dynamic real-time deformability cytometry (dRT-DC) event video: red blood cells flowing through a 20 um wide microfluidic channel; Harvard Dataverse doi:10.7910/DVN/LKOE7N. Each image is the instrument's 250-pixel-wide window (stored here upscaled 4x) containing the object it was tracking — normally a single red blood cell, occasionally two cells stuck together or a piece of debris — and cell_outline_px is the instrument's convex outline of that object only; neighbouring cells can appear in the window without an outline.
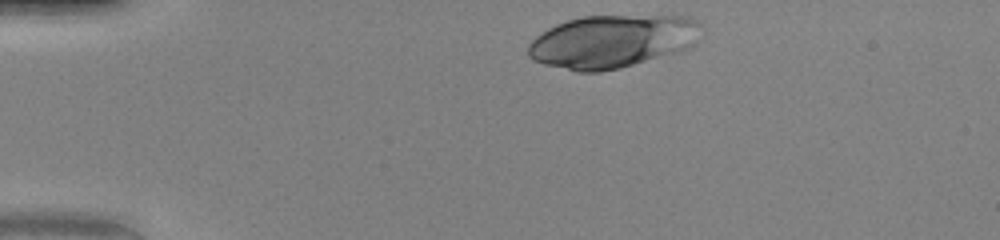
{"species": "human", "species_latin": "Homo sapiens", "temperature_condition": "warm", "stored_images_in_passage": 33, "camera_frame_rate_fps": 3000, "um_per_image_px": 0.085, "donor": {"sex": "female"}, "frame": {"image": 1, "passage_image": 1, "time_ms": 0.0, "image_size_px": [1000, 240], "cell_outline_px": [[704, 36], [696, 44], [680, 52], [620, 68], [600, 72], [576, 72], [544, 64], [528, 56], [528, 44], [536, 36], [548, 28], [556, 24], [568, 20], [584, 16], [692, 16], [700, 20], [704, 28]], "centroid_in_image_um": [52.15, 3.51], "position_along_channel_um": 32.8, "area_um2": 54.33}}
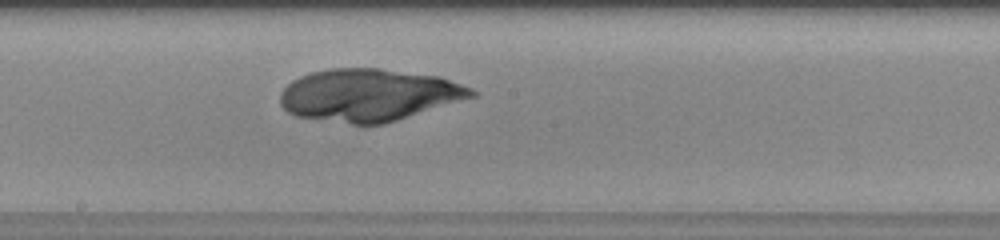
{"frame": {"image": 2, "passage_image": 19, "time_ms": 6.0, "image_size_px": [1000, 240], "cell_outline_px": [[476, 96], [384, 124], [352, 124], [296, 116], [288, 112], [280, 104], [280, 92], [292, 80], [300, 76], [312, 72], [328, 68], [380, 68], [440, 76], [472, 88], [476, 92]], "centroid_in_image_um": [31.35, 8.07], "position_along_channel_um": 216.9, "area_um2": 58.38}}
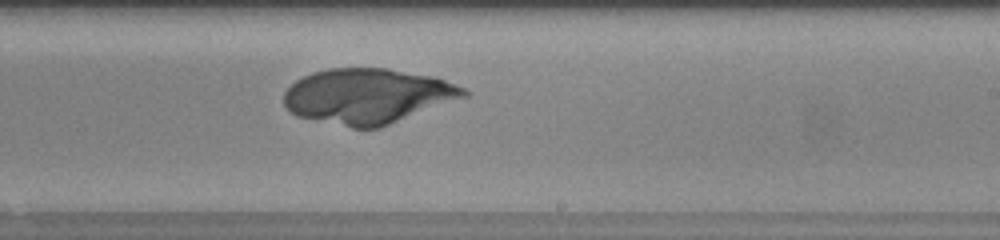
{"frame": {"image": 3, "passage_image": 22, "time_ms": 7.0, "image_size_px": [1000, 240], "cell_outline_px": [[472, 92], [468, 96], [380, 128], [352, 128], [296, 116], [284, 104], [284, 92], [296, 80], [312, 72], [328, 68], [388, 68], [436, 76], [456, 84]], "centroid_in_image_um": [31.3, 8.16], "position_along_channel_um": 257.7, "area_um2": 58.2}}